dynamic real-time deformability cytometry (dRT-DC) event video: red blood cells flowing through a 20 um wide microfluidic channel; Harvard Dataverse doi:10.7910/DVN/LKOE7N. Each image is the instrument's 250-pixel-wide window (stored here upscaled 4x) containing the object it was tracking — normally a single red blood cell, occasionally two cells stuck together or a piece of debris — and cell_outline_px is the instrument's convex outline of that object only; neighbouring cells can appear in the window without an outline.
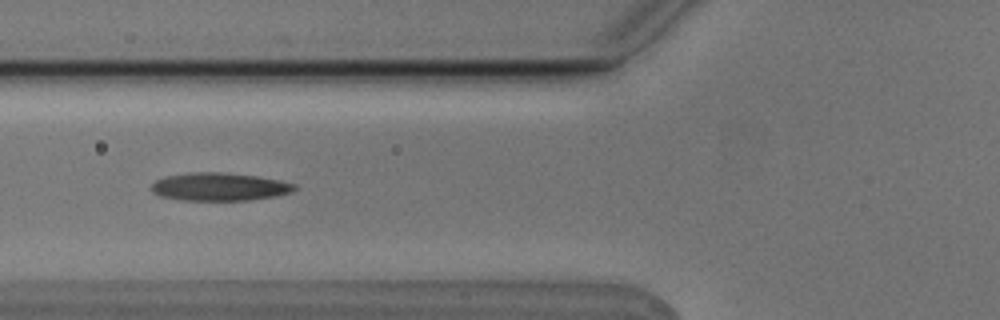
{"species": "Egyptian fruit bat (a non-hibernating species)", "species_latin": "Rousettus aegyptiacus", "temperature_condition": "cold", "stored_images_in_passage": 7, "camera_frame_rate_fps": 3000, "um_per_image_px": 0.085, "animal": {"sex": "male"}, "frame": {"image": 1, "passage_image": 2, "time_ms": 0.333, "image_size_px": [1000, 320], "cell_outline_px": [[296, 188], [292, 192], [276, 196], [248, 200], [180, 200], [160, 196], [152, 192], [148, 188], [156, 180], [164, 176], [188, 172], [224, 172], [256, 176], [280, 180], [296, 184]], "centroid_in_image_um": [18.61, 15.87], "position_along_channel_um": 107.2, "area_um2": 23.58}}
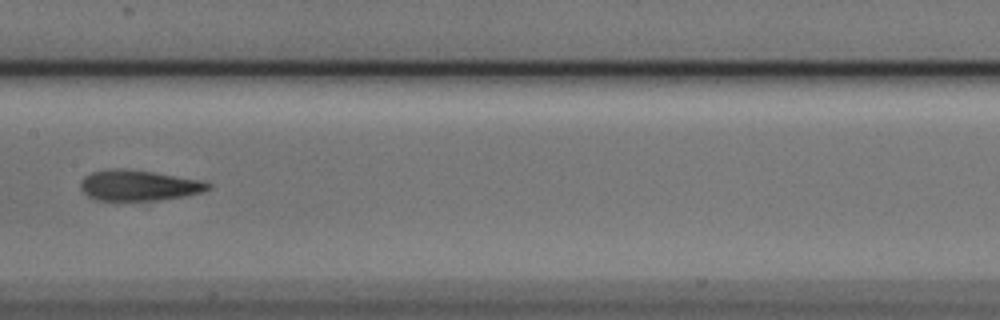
{"frame": {"image": 2, "passage_image": 4, "time_ms": 1.0, "image_size_px": [1000, 320], "cell_outline_px": [[212, 188], [200, 192], [184, 196], [156, 200], [96, 200], [88, 196], [80, 188], [80, 184], [84, 176], [92, 172], [112, 168], [120, 168], [152, 172], [204, 180], [212, 184]], "centroid_in_image_um": [11.8, 15.75], "position_along_channel_um": 195.6, "area_um2": 22.72}}
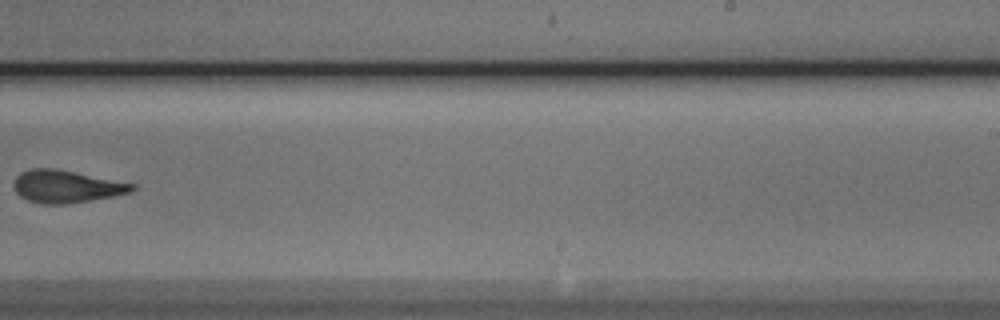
{"frame": {"image": 3, "passage_image": 6, "time_ms": 1.667, "image_size_px": [1000, 320], "cell_outline_px": [[136, 188], [132, 192], [112, 196], [68, 204], [44, 204], [28, 200], [20, 196], [16, 192], [12, 184], [16, 176], [20, 172], [32, 168], [56, 168], [136, 184]], "centroid_in_image_um": [5.62, 15.84], "position_along_channel_um": 283.4, "area_um2": 22.48}}